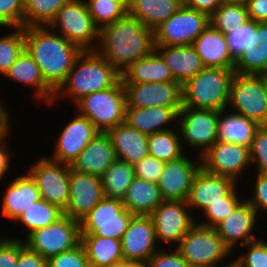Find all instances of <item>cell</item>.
Instances as JSON below:
<instances>
[{
    "mask_svg": "<svg viewBox=\"0 0 267 267\" xmlns=\"http://www.w3.org/2000/svg\"><path fill=\"white\" fill-rule=\"evenodd\" d=\"M170 1L178 2L181 6H185L186 5V0H170Z\"/></svg>",
    "mask_w": 267,
    "mask_h": 267,
    "instance_id": "03108f58",
    "label": "cell"
},
{
    "mask_svg": "<svg viewBox=\"0 0 267 267\" xmlns=\"http://www.w3.org/2000/svg\"><path fill=\"white\" fill-rule=\"evenodd\" d=\"M121 78V73L96 50L83 51L55 92L52 104L60 101L58 99L70 97L75 105L86 95L114 87Z\"/></svg>",
    "mask_w": 267,
    "mask_h": 267,
    "instance_id": "3957f363",
    "label": "cell"
},
{
    "mask_svg": "<svg viewBox=\"0 0 267 267\" xmlns=\"http://www.w3.org/2000/svg\"><path fill=\"white\" fill-rule=\"evenodd\" d=\"M162 201L157 183L135 177L122 203L133 215L150 216Z\"/></svg>",
    "mask_w": 267,
    "mask_h": 267,
    "instance_id": "4dcf8cb0",
    "label": "cell"
},
{
    "mask_svg": "<svg viewBox=\"0 0 267 267\" xmlns=\"http://www.w3.org/2000/svg\"><path fill=\"white\" fill-rule=\"evenodd\" d=\"M250 21L246 4L225 1L210 16L209 23L221 33H232Z\"/></svg>",
    "mask_w": 267,
    "mask_h": 267,
    "instance_id": "74e56055",
    "label": "cell"
},
{
    "mask_svg": "<svg viewBox=\"0 0 267 267\" xmlns=\"http://www.w3.org/2000/svg\"><path fill=\"white\" fill-rule=\"evenodd\" d=\"M116 159L111 138L107 132H99L70 167L75 172L100 177Z\"/></svg>",
    "mask_w": 267,
    "mask_h": 267,
    "instance_id": "cb8c5ba5",
    "label": "cell"
},
{
    "mask_svg": "<svg viewBox=\"0 0 267 267\" xmlns=\"http://www.w3.org/2000/svg\"><path fill=\"white\" fill-rule=\"evenodd\" d=\"M230 54L236 61L246 47L257 46L259 41L258 22L248 21L246 24L235 28L232 33L225 34Z\"/></svg>",
    "mask_w": 267,
    "mask_h": 267,
    "instance_id": "b9f144b4",
    "label": "cell"
},
{
    "mask_svg": "<svg viewBox=\"0 0 267 267\" xmlns=\"http://www.w3.org/2000/svg\"><path fill=\"white\" fill-rule=\"evenodd\" d=\"M121 76L123 84L175 81L169 67L155 50L134 62Z\"/></svg>",
    "mask_w": 267,
    "mask_h": 267,
    "instance_id": "f546056e",
    "label": "cell"
},
{
    "mask_svg": "<svg viewBox=\"0 0 267 267\" xmlns=\"http://www.w3.org/2000/svg\"><path fill=\"white\" fill-rule=\"evenodd\" d=\"M249 18L255 22H267V0H250L246 3Z\"/></svg>",
    "mask_w": 267,
    "mask_h": 267,
    "instance_id": "11a10c76",
    "label": "cell"
},
{
    "mask_svg": "<svg viewBox=\"0 0 267 267\" xmlns=\"http://www.w3.org/2000/svg\"><path fill=\"white\" fill-rule=\"evenodd\" d=\"M180 8L178 2L170 0H128V15L153 31Z\"/></svg>",
    "mask_w": 267,
    "mask_h": 267,
    "instance_id": "1f68e13d",
    "label": "cell"
},
{
    "mask_svg": "<svg viewBox=\"0 0 267 267\" xmlns=\"http://www.w3.org/2000/svg\"><path fill=\"white\" fill-rule=\"evenodd\" d=\"M192 160L186 154L165 162L157 182L163 200L187 201L195 174L201 168V157Z\"/></svg>",
    "mask_w": 267,
    "mask_h": 267,
    "instance_id": "ac0fdd59",
    "label": "cell"
},
{
    "mask_svg": "<svg viewBox=\"0 0 267 267\" xmlns=\"http://www.w3.org/2000/svg\"><path fill=\"white\" fill-rule=\"evenodd\" d=\"M234 72L236 74L259 75L267 72V50L261 47H246L235 61Z\"/></svg>",
    "mask_w": 267,
    "mask_h": 267,
    "instance_id": "ee69618b",
    "label": "cell"
},
{
    "mask_svg": "<svg viewBox=\"0 0 267 267\" xmlns=\"http://www.w3.org/2000/svg\"><path fill=\"white\" fill-rule=\"evenodd\" d=\"M108 267H145V265L131 261H122Z\"/></svg>",
    "mask_w": 267,
    "mask_h": 267,
    "instance_id": "94428289",
    "label": "cell"
},
{
    "mask_svg": "<svg viewBox=\"0 0 267 267\" xmlns=\"http://www.w3.org/2000/svg\"><path fill=\"white\" fill-rule=\"evenodd\" d=\"M257 219L256 210L245 199L215 229L224 244L234 252L238 245L257 240L253 235Z\"/></svg>",
    "mask_w": 267,
    "mask_h": 267,
    "instance_id": "44dd1931",
    "label": "cell"
},
{
    "mask_svg": "<svg viewBox=\"0 0 267 267\" xmlns=\"http://www.w3.org/2000/svg\"><path fill=\"white\" fill-rule=\"evenodd\" d=\"M177 129H169L148 135L149 155L164 162L173 161L184 156L185 149L183 147L185 144L182 145L181 134L179 128Z\"/></svg>",
    "mask_w": 267,
    "mask_h": 267,
    "instance_id": "d590c367",
    "label": "cell"
},
{
    "mask_svg": "<svg viewBox=\"0 0 267 267\" xmlns=\"http://www.w3.org/2000/svg\"><path fill=\"white\" fill-rule=\"evenodd\" d=\"M104 198L100 177L70 168L69 201L64 214L81 221Z\"/></svg>",
    "mask_w": 267,
    "mask_h": 267,
    "instance_id": "ffe728a7",
    "label": "cell"
},
{
    "mask_svg": "<svg viewBox=\"0 0 267 267\" xmlns=\"http://www.w3.org/2000/svg\"><path fill=\"white\" fill-rule=\"evenodd\" d=\"M85 2L99 29L113 24L128 14V1L85 0Z\"/></svg>",
    "mask_w": 267,
    "mask_h": 267,
    "instance_id": "ab89813d",
    "label": "cell"
},
{
    "mask_svg": "<svg viewBox=\"0 0 267 267\" xmlns=\"http://www.w3.org/2000/svg\"><path fill=\"white\" fill-rule=\"evenodd\" d=\"M134 179L133 165L116 159L100 176L104 197L122 201Z\"/></svg>",
    "mask_w": 267,
    "mask_h": 267,
    "instance_id": "e575fe53",
    "label": "cell"
},
{
    "mask_svg": "<svg viewBox=\"0 0 267 267\" xmlns=\"http://www.w3.org/2000/svg\"><path fill=\"white\" fill-rule=\"evenodd\" d=\"M220 267H222V265ZM223 267H239V265L233 259L231 262H228V264Z\"/></svg>",
    "mask_w": 267,
    "mask_h": 267,
    "instance_id": "be15d7a7",
    "label": "cell"
},
{
    "mask_svg": "<svg viewBox=\"0 0 267 267\" xmlns=\"http://www.w3.org/2000/svg\"><path fill=\"white\" fill-rule=\"evenodd\" d=\"M251 166L256 165V171L267 174V126H260L249 147Z\"/></svg>",
    "mask_w": 267,
    "mask_h": 267,
    "instance_id": "f6af8a7d",
    "label": "cell"
},
{
    "mask_svg": "<svg viewBox=\"0 0 267 267\" xmlns=\"http://www.w3.org/2000/svg\"><path fill=\"white\" fill-rule=\"evenodd\" d=\"M154 50L163 58L174 80L182 85L204 68L200 57L192 45H155Z\"/></svg>",
    "mask_w": 267,
    "mask_h": 267,
    "instance_id": "f1b7e54d",
    "label": "cell"
},
{
    "mask_svg": "<svg viewBox=\"0 0 267 267\" xmlns=\"http://www.w3.org/2000/svg\"><path fill=\"white\" fill-rule=\"evenodd\" d=\"M2 215L12 221L34 202L41 199L36 181L27 172L13 179L6 187L2 197Z\"/></svg>",
    "mask_w": 267,
    "mask_h": 267,
    "instance_id": "4316f807",
    "label": "cell"
},
{
    "mask_svg": "<svg viewBox=\"0 0 267 267\" xmlns=\"http://www.w3.org/2000/svg\"><path fill=\"white\" fill-rule=\"evenodd\" d=\"M8 80L19 82L28 87L34 88L35 98L46 102L47 106L52 105L55 92L46 84L41 71L35 60L26 49L18 56L16 61L10 66L9 71L4 76Z\"/></svg>",
    "mask_w": 267,
    "mask_h": 267,
    "instance_id": "83f0119b",
    "label": "cell"
},
{
    "mask_svg": "<svg viewBox=\"0 0 267 267\" xmlns=\"http://www.w3.org/2000/svg\"><path fill=\"white\" fill-rule=\"evenodd\" d=\"M237 184L229 177L210 174L201 167L192 181L188 207L204 212L211 204L223 201Z\"/></svg>",
    "mask_w": 267,
    "mask_h": 267,
    "instance_id": "7402d4cb",
    "label": "cell"
},
{
    "mask_svg": "<svg viewBox=\"0 0 267 267\" xmlns=\"http://www.w3.org/2000/svg\"><path fill=\"white\" fill-rule=\"evenodd\" d=\"M175 247L190 267H219L233 253L215 228L197 222Z\"/></svg>",
    "mask_w": 267,
    "mask_h": 267,
    "instance_id": "52a82bcc",
    "label": "cell"
},
{
    "mask_svg": "<svg viewBox=\"0 0 267 267\" xmlns=\"http://www.w3.org/2000/svg\"><path fill=\"white\" fill-rule=\"evenodd\" d=\"M71 121L59 131L55 150L50 159L66 165H72L78 155L100 132L95 125L84 116L76 113Z\"/></svg>",
    "mask_w": 267,
    "mask_h": 267,
    "instance_id": "e0dca14e",
    "label": "cell"
},
{
    "mask_svg": "<svg viewBox=\"0 0 267 267\" xmlns=\"http://www.w3.org/2000/svg\"><path fill=\"white\" fill-rule=\"evenodd\" d=\"M17 267H48V259L25 246L19 252Z\"/></svg>",
    "mask_w": 267,
    "mask_h": 267,
    "instance_id": "db71d44e",
    "label": "cell"
},
{
    "mask_svg": "<svg viewBox=\"0 0 267 267\" xmlns=\"http://www.w3.org/2000/svg\"><path fill=\"white\" fill-rule=\"evenodd\" d=\"M25 247L21 238H0V267H17L19 252Z\"/></svg>",
    "mask_w": 267,
    "mask_h": 267,
    "instance_id": "681fc988",
    "label": "cell"
},
{
    "mask_svg": "<svg viewBox=\"0 0 267 267\" xmlns=\"http://www.w3.org/2000/svg\"><path fill=\"white\" fill-rule=\"evenodd\" d=\"M107 134L118 160L134 165L149 155L148 135L134 129L125 121L109 129Z\"/></svg>",
    "mask_w": 267,
    "mask_h": 267,
    "instance_id": "484cf974",
    "label": "cell"
},
{
    "mask_svg": "<svg viewBox=\"0 0 267 267\" xmlns=\"http://www.w3.org/2000/svg\"><path fill=\"white\" fill-rule=\"evenodd\" d=\"M134 215L122 201L104 197L81 221V234L121 240Z\"/></svg>",
    "mask_w": 267,
    "mask_h": 267,
    "instance_id": "7c38bea8",
    "label": "cell"
},
{
    "mask_svg": "<svg viewBox=\"0 0 267 267\" xmlns=\"http://www.w3.org/2000/svg\"><path fill=\"white\" fill-rule=\"evenodd\" d=\"M25 49L40 68L46 84L56 92L83 50L45 27L24 28Z\"/></svg>",
    "mask_w": 267,
    "mask_h": 267,
    "instance_id": "6da1fadb",
    "label": "cell"
},
{
    "mask_svg": "<svg viewBox=\"0 0 267 267\" xmlns=\"http://www.w3.org/2000/svg\"><path fill=\"white\" fill-rule=\"evenodd\" d=\"M28 173L36 181L41 199L66 210L69 201L70 165L41 157Z\"/></svg>",
    "mask_w": 267,
    "mask_h": 267,
    "instance_id": "4fadbf2b",
    "label": "cell"
},
{
    "mask_svg": "<svg viewBox=\"0 0 267 267\" xmlns=\"http://www.w3.org/2000/svg\"><path fill=\"white\" fill-rule=\"evenodd\" d=\"M220 111L182 107L179 111L178 128L182 144L197 148V156L204 153L218 141V118Z\"/></svg>",
    "mask_w": 267,
    "mask_h": 267,
    "instance_id": "30bf717a",
    "label": "cell"
},
{
    "mask_svg": "<svg viewBox=\"0 0 267 267\" xmlns=\"http://www.w3.org/2000/svg\"><path fill=\"white\" fill-rule=\"evenodd\" d=\"M209 25V16L186 5L154 30V45L190 46Z\"/></svg>",
    "mask_w": 267,
    "mask_h": 267,
    "instance_id": "8fae6325",
    "label": "cell"
},
{
    "mask_svg": "<svg viewBox=\"0 0 267 267\" xmlns=\"http://www.w3.org/2000/svg\"><path fill=\"white\" fill-rule=\"evenodd\" d=\"M48 27L83 51L97 48L100 29L95 25L85 0H69L58 10Z\"/></svg>",
    "mask_w": 267,
    "mask_h": 267,
    "instance_id": "8992f818",
    "label": "cell"
},
{
    "mask_svg": "<svg viewBox=\"0 0 267 267\" xmlns=\"http://www.w3.org/2000/svg\"><path fill=\"white\" fill-rule=\"evenodd\" d=\"M63 215L64 211L58 206L40 199L24 210L15 222L22 223L28 230L26 233L30 234L34 230L51 225Z\"/></svg>",
    "mask_w": 267,
    "mask_h": 267,
    "instance_id": "8d00e7d4",
    "label": "cell"
},
{
    "mask_svg": "<svg viewBox=\"0 0 267 267\" xmlns=\"http://www.w3.org/2000/svg\"><path fill=\"white\" fill-rule=\"evenodd\" d=\"M245 247H249L246 252L234 260L239 267H267V241L258 238L249 242Z\"/></svg>",
    "mask_w": 267,
    "mask_h": 267,
    "instance_id": "bcb514c9",
    "label": "cell"
},
{
    "mask_svg": "<svg viewBox=\"0 0 267 267\" xmlns=\"http://www.w3.org/2000/svg\"><path fill=\"white\" fill-rule=\"evenodd\" d=\"M164 164V161L148 155L133 165L135 177L157 183L163 171Z\"/></svg>",
    "mask_w": 267,
    "mask_h": 267,
    "instance_id": "f907efd6",
    "label": "cell"
},
{
    "mask_svg": "<svg viewBox=\"0 0 267 267\" xmlns=\"http://www.w3.org/2000/svg\"><path fill=\"white\" fill-rule=\"evenodd\" d=\"M263 88H264V93L267 98V72L263 73Z\"/></svg>",
    "mask_w": 267,
    "mask_h": 267,
    "instance_id": "6125c7cd",
    "label": "cell"
},
{
    "mask_svg": "<svg viewBox=\"0 0 267 267\" xmlns=\"http://www.w3.org/2000/svg\"><path fill=\"white\" fill-rule=\"evenodd\" d=\"M48 267H90L83 245L48 259Z\"/></svg>",
    "mask_w": 267,
    "mask_h": 267,
    "instance_id": "c3c4849f",
    "label": "cell"
},
{
    "mask_svg": "<svg viewBox=\"0 0 267 267\" xmlns=\"http://www.w3.org/2000/svg\"><path fill=\"white\" fill-rule=\"evenodd\" d=\"M250 165L249 148L230 142L217 141L201 157V167L206 172L229 177L235 182Z\"/></svg>",
    "mask_w": 267,
    "mask_h": 267,
    "instance_id": "9a60e30c",
    "label": "cell"
},
{
    "mask_svg": "<svg viewBox=\"0 0 267 267\" xmlns=\"http://www.w3.org/2000/svg\"><path fill=\"white\" fill-rule=\"evenodd\" d=\"M154 48V31L127 14L100 29L96 51L122 74Z\"/></svg>",
    "mask_w": 267,
    "mask_h": 267,
    "instance_id": "7a4b0ae2",
    "label": "cell"
},
{
    "mask_svg": "<svg viewBox=\"0 0 267 267\" xmlns=\"http://www.w3.org/2000/svg\"><path fill=\"white\" fill-rule=\"evenodd\" d=\"M234 69L204 67L182 85L183 107L226 110Z\"/></svg>",
    "mask_w": 267,
    "mask_h": 267,
    "instance_id": "277c9868",
    "label": "cell"
},
{
    "mask_svg": "<svg viewBox=\"0 0 267 267\" xmlns=\"http://www.w3.org/2000/svg\"><path fill=\"white\" fill-rule=\"evenodd\" d=\"M190 211L187 201L163 200L150 215L158 243L177 246L197 222Z\"/></svg>",
    "mask_w": 267,
    "mask_h": 267,
    "instance_id": "5bb4252c",
    "label": "cell"
},
{
    "mask_svg": "<svg viewBox=\"0 0 267 267\" xmlns=\"http://www.w3.org/2000/svg\"><path fill=\"white\" fill-rule=\"evenodd\" d=\"M192 46L204 67L234 69L235 60L230 54L226 35L210 23L194 40Z\"/></svg>",
    "mask_w": 267,
    "mask_h": 267,
    "instance_id": "603a6c76",
    "label": "cell"
},
{
    "mask_svg": "<svg viewBox=\"0 0 267 267\" xmlns=\"http://www.w3.org/2000/svg\"><path fill=\"white\" fill-rule=\"evenodd\" d=\"M252 197L246 200L255 210L257 215L259 212H267V174L256 173V180L252 183ZM254 188V189H253Z\"/></svg>",
    "mask_w": 267,
    "mask_h": 267,
    "instance_id": "f5cc1de1",
    "label": "cell"
},
{
    "mask_svg": "<svg viewBox=\"0 0 267 267\" xmlns=\"http://www.w3.org/2000/svg\"><path fill=\"white\" fill-rule=\"evenodd\" d=\"M226 0H186V6L210 16Z\"/></svg>",
    "mask_w": 267,
    "mask_h": 267,
    "instance_id": "6f0895ef",
    "label": "cell"
},
{
    "mask_svg": "<svg viewBox=\"0 0 267 267\" xmlns=\"http://www.w3.org/2000/svg\"><path fill=\"white\" fill-rule=\"evenodd\" d=\"M24 238L28 249L49 259L81 243L80 222L64 214L51 225L34 230Z\"/></svg>",
    "mask_w": 267,
    "mask_h": 267,
    "instance_id": "ba28073f",
    "label": "cell"
},
{
    "mask_svg": "<svg viewBox=\"0 0 267 267\" xmlns=\"http://www.w3.org/2000/svg\"><path fill=\"white\" fill-rule=\"evenodd\" d=\"M237 187V188H236ZM238 184L223 198V201L211 204L202 214L206 219L198 224L215 228L220 222L227 218L231 212L243 201L240 199Z\"/></svg>",
    "mask_w": 267,
    "mask_h": 267,
    "instance_id": "7bdbcfd3",
    "label": "cell"
},
{
    "mask_svg": "<svg viewBox=\"0 0 267 267\" xmlns=\"http://www.w3.org/2000/svg\"><path fill=\"white\" fill-rule=\"evenodd\" d=\"M25 0H0V27H23Z\"/></svg>",
    "mask_w": 267,
    "mask_h": 267,
    "instance_id": "7dc6e473",
    "label": "cell"
},
{
    "mask_svg": "<svg viewBox=\"0 0 267 267\" xmlns=\"http://www.w3.org/2000/svg\"><path fill=\"white\" fill-rule=\"evenodd\" d=\"M227 2H232V3H243L246 4L250 0H226Z\"/></svg>",
    "mask_w": 267,
    "mask_h": 267,
    "instance_id": "e7e4bbea",
    "label": "cell"
},
{
    "mask_svg": "<svg viewBox=\"0 0 267 267\" xmlns=\"http://www.w3.org/2000/svg\"><path fill=\"white\" fill-rule=\"evenodd\" d=\"M5 104L0 101V135L11 126L10 114L7 112ZM10 122V123H9Z\"/></svg>",
    "mask_w": 267,
    "mask_h": 267,
    "instance_id": "680465c9",
    "label": "cell"
},
{
    "mask_svg": "<svg viewBox=\"0 0 267 267\" xmlns=\"http://www.w3.org/2000/svg\"><path fill=\"white\" fill-rule=\"evenodd\" d=\"M75 104L78 114L87 117L100 132L125 121L127 102L122 80L114 87L82 97Z\"/></svg>",
    "mask_w": 267,
    "mask_h": 267,
    "instance_id": "5b68a950",
    "label": "cell"
},
{
    "mask_svg": "<svg viewBox=\"0 0 267 267\" xmlns=\"http://www.w3.org/2000/svg\"><path fill=\"white\" fill-rule=\"evenodd\" d=\"M10 126L0 135V181L4 179V175L10 170L11 153L6 149L7 141H5L10 133Z\"/></svg>",
    "mask_w": 267,
    "mask_h": 267,
    "instance_id": "9f6ffc18",
    "label": "cell"
},
{
    "mask_svg": "<svg viewBox=\"0 0 267 267\" xmlns=\"http://www.w3.org/2000/svg\"><path fill=\"white\" fill-rule=\"evenodd\" d=\"M258 47L267 50V22H258Z\"/></svg>",
    "mask_w": 267,
    "mask_h": 267,
    "instance_id": "91938a15",
    "label": "cell"
},
{
    "mask_svg": "<svg viewBox=\"0 0 267 267\" xmlns=\"http://www.w3.org/2000/svg\"><path fill=\"white\" fill-rule=\"evenodd\" d=\"M181 109L182 107H126L125 122L141 133L150 135L178 127L176 124ZM170 124H174V127Z\"/></svg>",
    "mask_w": 267,
    "mask_h": 267,
    "instance_id": "d4e9b609",
    "label": "cell"
},
{
    "mask_svg": "<svg viewBox=\"0 0 267 267\" xmlns=\"http://www.w3.org/2000/svg\"><path fill=\"white\" fill-rule=\"evenodd\" d=\"M24 49L23 27L14 28L11 33L0 37V74L3 78Z\"/></svg>",
    "mask_w": 267,
    "mask_h": 267,
    "instance_id": "60d3db41",
    "label": "cell"
},
{
    "mask_svg": "<svg viewBox=\"0 0 267 267\" xmlns=\"http://www.w3.org/2000/svg\"><path fill=\"white\" fill-rule=\"evenodd\" d=\"M156 243L158 242L151 216L134 215L121 238L124 261L144 265L160 249Z\"/></svg>",
    "mask_w": 267,
    "mask_h": 267,
    "instance_id": "d6986e66",
    "label": "cell"
},
{
    "mask_svg": "<svg viewBox=\"0 0 267 267\" xmlns=\"http://www.w3.org/2000/svg\"><path fill=\"white\" fill-rule=\"evenodd\" d=\"M168 251L157 250L154 255L144 264L145 267H190L177 248Z\"/></svg>",
    "mask_w": 267,
    "mask_h": 267,
    "instance_id": "816d5d0a",
    "label": "cell"
},
{
    "mask_svg": "<svg viewBox=\"0 0 267 267\" xmlns=\"http://www.w3.org/2000/svg\"><path fill=\"white\" fill-rule=\"evenodd\" d=\"M69 0H25L23 28L49 26L58 10Z\"/></svg>",
    "mask_w": 267,
    "mask_h": 267,
    "instance_id": "f35d334b",
    "label": "cell"
},
{
    "mask_svg": "<svg viewBox=\"0 0 267 267\" xmlns=\"http://www.w3.org/2000/svg\"><path fill=\"white\" fill-rule=\"evenodd\" d=\"M228 113V114H227ZM260 126L242 115L221 110L218 118V141L250 147L256 130Z\"/></svg>",
    "mask_w": 267,
    "mask_h": 267,
    "instance_id": "836d02e7",
    "label": "cell"
},
{
    "mask_svg": "<svg viewBox=\"0 0 267 267\" xmlns=\"http://www.w3.org/2000/svg\"><path fill=\"white\" fill-rule=\"evenodd\" d=\"M126 107H183L182 84L177 81L123 84Z\"/></svg>",
    "mask_w": 267,
    "mask_h": 267,
    "instance_id": "2e32d148",
    "label": "cell"
},
{
    "mask_svg": "<svg viewBox=\"0 0 267 267\" xmlns=\"http://www.w3.org/2000/svg\"><path fill=\"white\" fill-rule=\"evenodd\" d=\"M105 1H111V0H105ZM112 1H128V0H112Z\"/></svg>",
    "mask_w": 267,
    "mask_h": 267,
    "instance_id": "003e7915",
    "label": "cell"
},
{
    "mask_svg": "<svg viewBox=\"0 0 267 267\" xmlns=\"http://www.w3.org/2000/svg\"><path fill=\"white\" fill-rule=\"evenodd\" d=\"M228 108H234L231 112L242 115L259 126H267V98L263 88V73H235L230 84Z\"/></svg>",
    "mask_w": 267,
    "mask_h": 267,
    "instance_id": "9c48e42d",
    "label": "cell"
},
{
    "mask_svg": "<svg viewBox=\"0 0 267 267\" xmlns=\"http://www.w3.org/2000/svg\"><path fill=\"white\" fill-rule=\"evenodd\" d=\"M90 267H108L124 261L121 240L94 234H81Z\"/></svg>",
    "mask_w": 267,
    "mask_h": 267,
    "instance_id": "d6a6232c",
    "label": "cell"
}]
</instances>
